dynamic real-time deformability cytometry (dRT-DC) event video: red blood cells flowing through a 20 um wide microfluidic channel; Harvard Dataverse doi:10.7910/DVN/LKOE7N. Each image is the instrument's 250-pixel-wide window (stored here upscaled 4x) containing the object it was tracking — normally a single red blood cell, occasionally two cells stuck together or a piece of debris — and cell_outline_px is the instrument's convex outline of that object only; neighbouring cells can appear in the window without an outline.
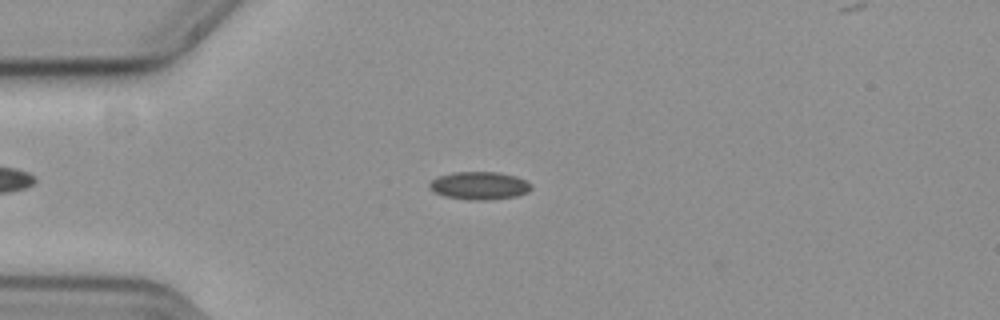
{"species": "common noctule bat (a hibernating species)", "species_latin": "Nyctalus noctula", "temperature_condition": "cold", "stored_images_in_passage": 41, "camera_frame_rate_fps": 3000, "um_per_image_px": 0.085, "animal": {"sex": "female", "body_mass_g": 19.3, "forearm_length_mm": 54.1}, "frame": {"image": 1, "passage_image": 1, "time_ms": 0.0, "image_size_px": [1000, 320], "cell_outline_px": [[532, 188], [528, 192], [516, 196], [488, 200], [468, 200], [444, 196], [436, 192], [428, 184], [432, 180], [440, 176], [452, 172], [496, 172], [516, 176], [532, 184]], "centroid_in_image_um": [40.78, 15.78], "position_along_channel_um": 44.2, "area_um2": 16.42}}
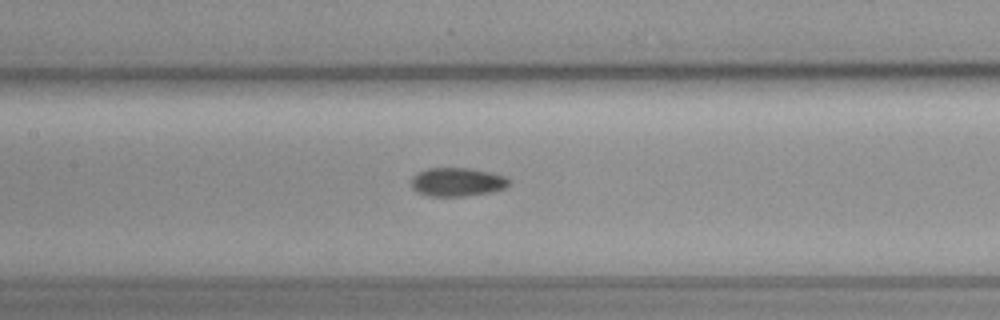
{"frame": {"image": 2, "passage_image": 13, "time_ms": 4.0, "image_size_px": [1000, 320], "cell_outline_px": [[512, 180], [504, 188], [492, 192], [464, 196], [428, 196], [416, 192], [412, 188], [412, 176], [428, 168], [472, 168], [492, 172], [508, 176]], "centroid_in_image_um": [38.91, 15.46], "position_along_channel_um": 168.5, "area_um2": 16.53}}
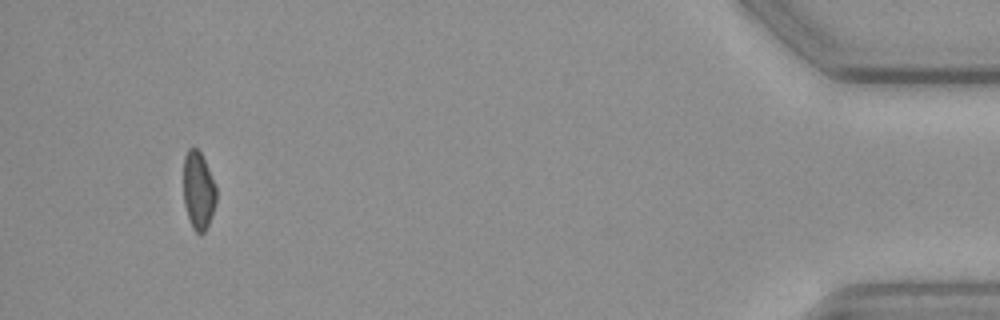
{"frame": {"image": 3, "passage_image": 40, "time_ms": 13.0, "image_size_px": [1000, 320], "cell_outline_px": [[216, 204], [208, 224], [204, 232], [196, 232], [192, 228], [184, 204], [184, 156], [188, 148], [196, 148], [200, 152], [204, 160], [216, 188]], "centroid_in_image_um": [16.85, 16.2], "position_along_channel_um": 418.3, "area_um2": 14.62}}